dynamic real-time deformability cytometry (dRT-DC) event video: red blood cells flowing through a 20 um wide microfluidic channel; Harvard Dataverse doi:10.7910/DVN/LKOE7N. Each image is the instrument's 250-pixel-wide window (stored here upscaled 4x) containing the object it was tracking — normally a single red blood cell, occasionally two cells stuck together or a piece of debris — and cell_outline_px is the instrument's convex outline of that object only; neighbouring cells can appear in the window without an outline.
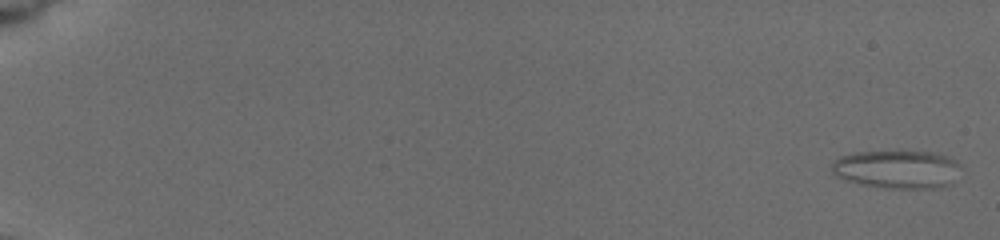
{"species": "common noctule bat (a hibernating species)", "species_latin": "Nyctalus noctula", "temperature_condition": "cold", "stored_images_in_passage": 19, "camera_frame_rate_fps": 3000, "um_per_image_px": 0.085, "animal": {"sex": "female", "body_mass_g": 19.5, "forearm_length_mm": 54.1}, "frame": {"image": 1, "passage_image": 1, "time_ms": 0.0, "image_size_px": [1000, 240], "cell_outline_px": [[964, 168], [952, 184], [940, 188], [884, 188], [860, 184], [836, 176], [832, 172], [832, 164], [840, 156], [856, 152], [932, 152], [948, 156], [956, 160]], "centroid_in_image_um": [76.34, 14.4], "position_along_channel_um": 8.7, "area_um2": 29.02}}
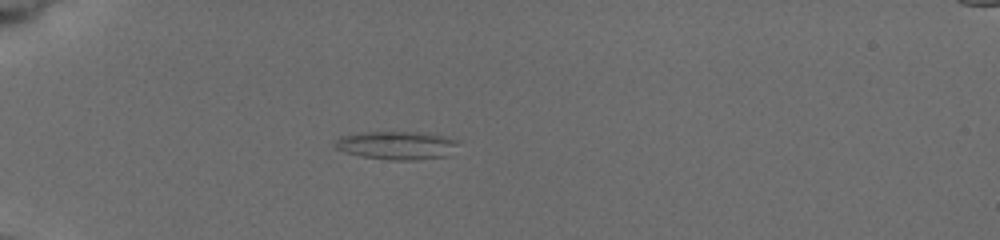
{"frame": {"image": 2, "passage_image": 14, "time_ms": 5.667, "image_size_px": [1000, 240], "cell_outline_px": [[460, 140], [448, 156], [412, 160], [388, 160], [364, 156], [344, 152], [336, 148], [332, 144], [340, 136], [364, 132], [416, 132], [440, 136]], "centroid_in_image_um": [33.68, 12.35], "position_along_channel_um": 51.3, "area_um2": 20.11}}
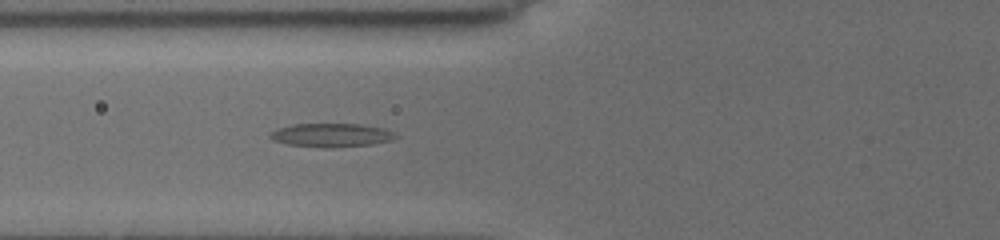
{"frame": {"image": 3, "passage_image": 19, "time_ms": 7.667, "image_size_px": [1000, 240], "cell_outline_px": [[396, 136], [392, 140], [372, 144], [332, 148], [324, 148], [288, 144], [272, 140], [268, 136], [276, 128], [292, 124], [356, 124], [380, 128], [392, 132]], "centroid_in_image_um": [28.09, 11.49], "position_along_channel_um": 97.7, "area_um2": 17.11}}